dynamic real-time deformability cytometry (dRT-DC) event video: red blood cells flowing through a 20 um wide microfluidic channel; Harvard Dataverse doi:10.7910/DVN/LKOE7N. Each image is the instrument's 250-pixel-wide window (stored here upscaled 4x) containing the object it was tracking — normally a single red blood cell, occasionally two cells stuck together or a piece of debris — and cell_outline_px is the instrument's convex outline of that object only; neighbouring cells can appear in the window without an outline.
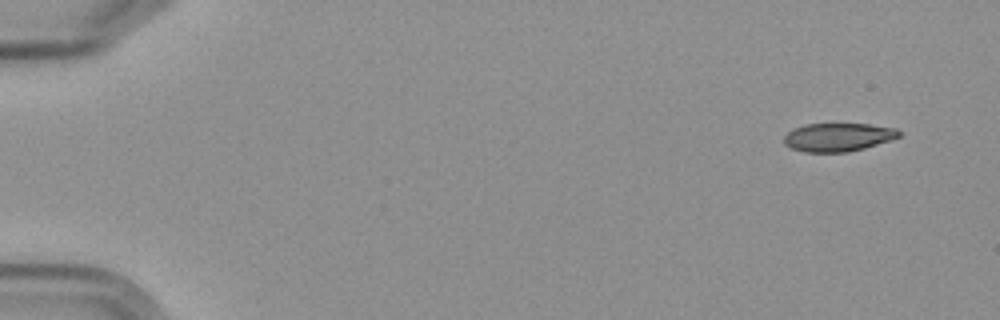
{"species": "Egyptian fruit bat (a non-hibernating species)", "species_latin": "Rousettus aegyptiacus", "temperature_condition": "cold", "stored_images_in_passage": 9, "camera_frame_rate_fps": 3000, "um_per_image_px": 0.085, "frame": {"image": 1, "passage_image": 1, "time_ms": 0.0, "image_size_px": [1000, 320], "cell_outline_px": [[900, 136], [892, 140], [864, 148], [848, 152], [804, 152], [792, 148], [784, 144], [784, 136], [792, 128], [804, 124], [868, 124], [896, 128], [900, 132]], "centroid_in_image_um": [71.22, 11.66], "position_along_channel_um": 13.8, "area_um2": 19.07}}
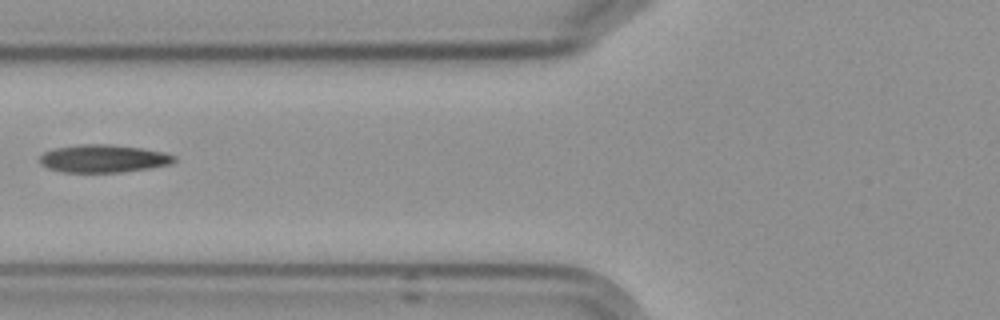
{"frame": {"image": 2, "passage_image": 6, "time_ms": 6.667, "image_size_px": [1000, 320], "cell_outline_px": [[176, 160], [172, 164], [124, 172], [64, 172], [48, 168], [40, 164], [40, 156], [44, 152], [56, 148], [80, 144], [108, 144], [140, 148], [164, 152], [176, 156]], "centroid_in_image_um": [8.8, 13.48], "position_along_channel_um": 117.0, "area_um2": 21.73}}
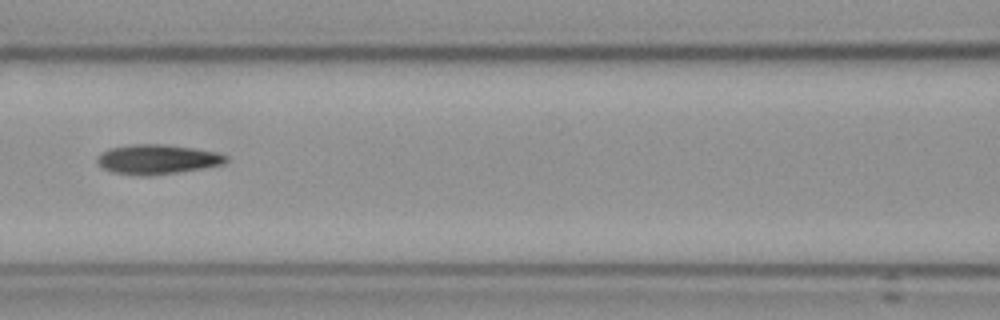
{"frame": {"image": 3, "passage_image": 7, "time_ms": 7.667, "image_size_px": [1000, 320], "cell_outline_px": [[228, 160], [224, 164], [176, 172], [140, 176], [112, 172], [104, 168], [96, 160], [96, 156], [100, 152], [108, 148], [136, 144], [160, 144], [192, 148], [216, 152], [228, 156]], "centroid_in_image_um": [13.33, 13.53], "position_along_channel_um": 153.3, "area_um2": 21.96}}